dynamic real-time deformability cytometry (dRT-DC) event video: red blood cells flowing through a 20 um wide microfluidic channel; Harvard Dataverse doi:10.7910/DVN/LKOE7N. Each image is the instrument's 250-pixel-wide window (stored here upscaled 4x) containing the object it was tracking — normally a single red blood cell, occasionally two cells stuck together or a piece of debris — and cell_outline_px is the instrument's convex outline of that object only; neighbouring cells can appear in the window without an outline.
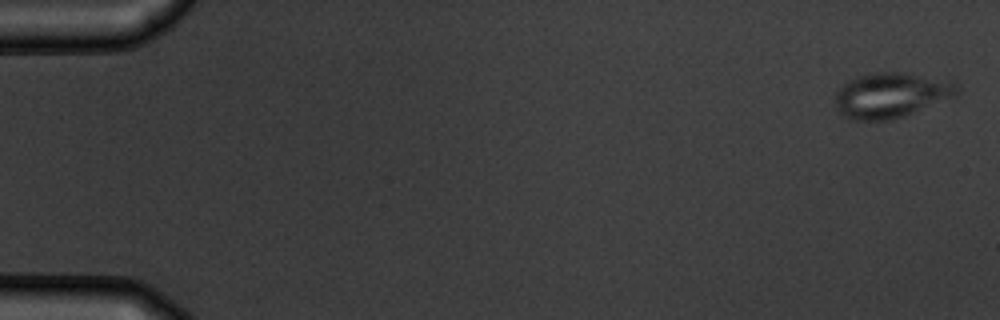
{"species": "common noctule bat (a hibernating species)", "species_latin": "Nyctalus noctula", "temperature_condition": "warm", "stored_images_in_passage": 6, "camera_frame_rate_fps": 3000, "um_per_image_px": 0.085, "animal": {"sex": "male", "body_mass_g": 19.5, "forearm_length_mm": 54.6}, "frame": {"image": 1, "passage_image": 1, "time_ms": 0.0, "image_size_px": [1000, 320], "cell_outline_px": [[960, 88], [956, 96], [904, 116], [892, 120], [848, 120], [840, 112], [836, 104], [836, 92], [848, 80], [856, 76], [880, 72], [908, 72], [960, 84]], "centroid_in_image_um": [75.75, 8.09], "position_along_channel_um": 9.3, "area_um2": 32.02}}